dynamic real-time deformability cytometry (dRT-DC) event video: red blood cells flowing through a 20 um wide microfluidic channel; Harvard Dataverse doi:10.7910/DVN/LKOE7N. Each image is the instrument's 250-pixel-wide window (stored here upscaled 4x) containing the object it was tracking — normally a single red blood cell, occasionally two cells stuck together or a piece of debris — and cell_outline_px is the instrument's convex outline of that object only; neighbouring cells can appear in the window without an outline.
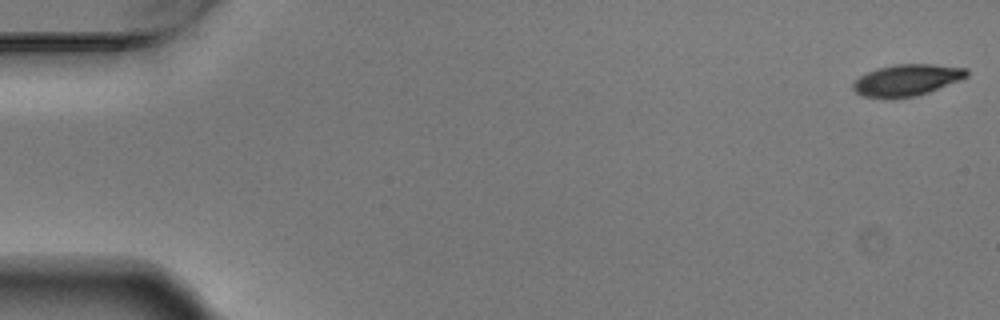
{"species": "Egyptian fruit bat (a non-hibernating species)", "species_latin": "Rousettus aegyptiacus", "temperature_condition": "warm", "stored_images_in_passage": 7, "camera_frame_rate_fps": 3000, "um_per_image_px": 0.085, "animal": {"sex": "male"}, "frame": {"image": 1, "passage_image": 1, "time_ms": 0.0, "image_size_px": [1000, 320], "cell_outline_px": [[968, 76], [960, 80], [928, 92], [916, 96], [888, 100], [860, 96], [852, 88], [852, 84], [860, 76], [876, 68], [896, 64], [932, 64], [968, 68]], "centroid_in_image_um": [77.05, 6.83], "position_along_channel_um": 8.0, "area_um2": 21.21}}
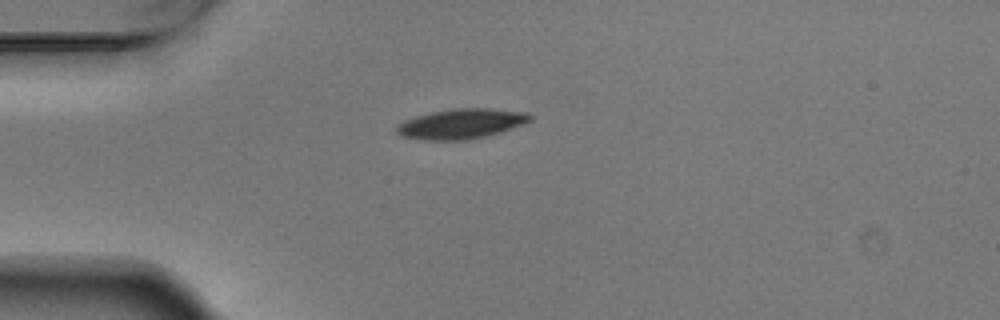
{"frame": {"image": 2, "passage_image": 5, "time_ms": 1.333, "image_size_px": [1000, 320], "cell_outline_px": [[532, 120], [524, 124], [500, 132], [468, 140], [420, 140], [400, 136], [396, 132], [396, 124], [404, 120], [416, 116], [432, 112], [452, 108], [488, 108], [528, 112], [532, 116]], "centroid_in_image_um": [39.18, 10.52], "position_along_channel_um": 45.8, "area_um2": 23.52}}
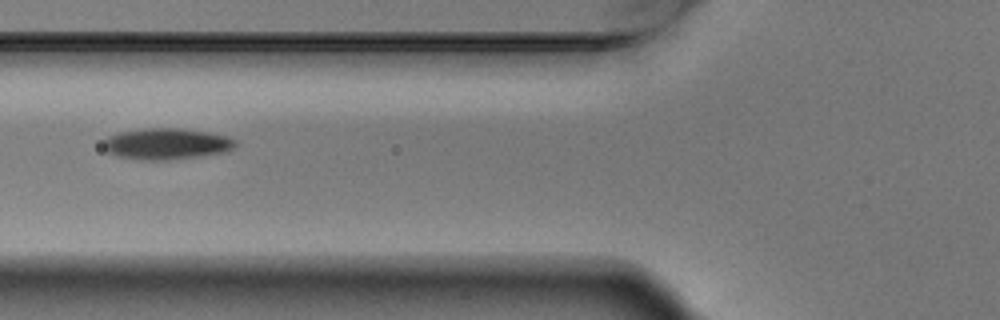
{"frame": {"image": 3, "passage_image": 7, "time_ms": 2.0, "image_size_px": [1000, 320], "cell_outline_px": [[240, 144], [224, 152], [200, 156], [168, 160], [144, 160], [116, 156], [108, 152], [104, 148], [104, 140], [108, 136], [120, 132], [144, 128], [184, 128], [208, 132], [228, 136], [236, 140]], "centroid_in_image_um": [14.18, 12.22], "position_along_channel_um": 111.6, "area_um2": 24.16}}